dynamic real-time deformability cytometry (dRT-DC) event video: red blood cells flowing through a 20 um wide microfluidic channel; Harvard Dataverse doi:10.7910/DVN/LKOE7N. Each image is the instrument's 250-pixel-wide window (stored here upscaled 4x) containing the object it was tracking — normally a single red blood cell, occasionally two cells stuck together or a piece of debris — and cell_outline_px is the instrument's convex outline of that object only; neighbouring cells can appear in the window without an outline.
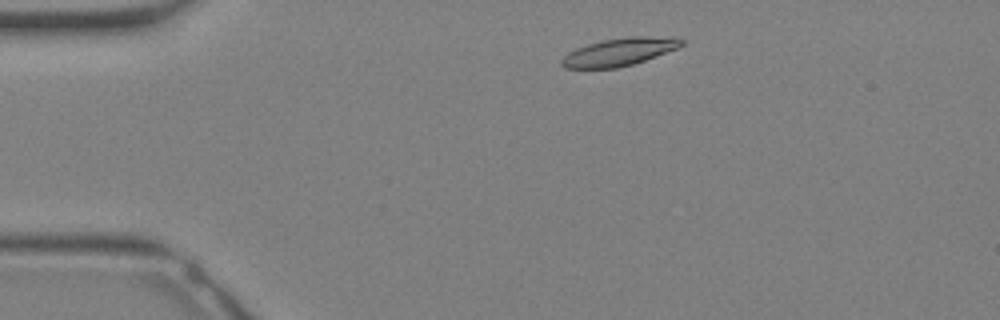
{"species": "Egyptian fruit bat (a non-hibernating species)", "species_latin": "Rousettus aegyptiacus", "temperature_condition": "warm", "stored_images_in_passage": 29, "camera_frame_rate_fps": 3000, "um_per_image_px": 0.085, "animal": {"sex": "female"}, "frame": {"image": 1, "passage_image": 3, "time_ms": 0.667, "image_size_px": [1000, 320], "cell_outline_px": [[684, 44], [680, 48], [632, 64], [616, 68], [564, 68], [560, 64], [560, 60], [568, 52], [576, 48], [588, 44], [604, 40], [628, 36], [676, 36], [684, 40]], "centroid_in_image_um": [52.69, 4.39], "position_along_channel_um": 32.3, "area_um2": 19.59}}
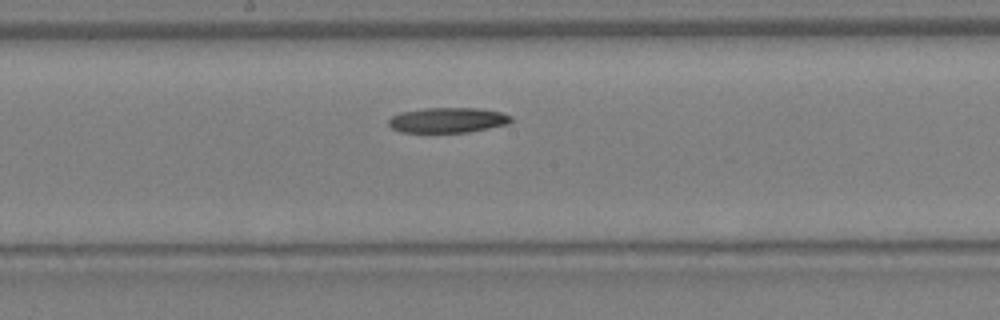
{"frame": {"image": 2, "passage_image": 14, "time_ms": 4.333, "image_size_px": [1000, 320], "cell_outline_px": [[512, 120], [508, 124], [468, 132], [400, 132], [392, 128], [388, 124], [388, 120], [392, 116], [400, 112], [424, 108], [476, 108], [500, 112], [512, 116]], "centroid_in_image_um": [38.03, 10.21], "position_along_channel_um": 210.2, "area_um2": 17.92}}
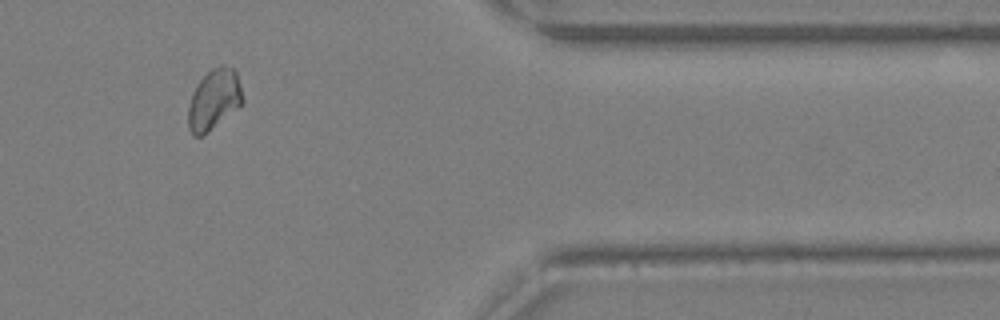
{"frame": {"image": 3, "passage_image": 24, "time_ms": 7.667, "image_size_px": [1000, 320], "cell_outline_px": [[244, 100], [240, 104], [204, 136], [192, 136], [188, 128], [188, 108], [192, 92], [200, 80], [212, 68], [220, 64], [232, 68], [236, 72], [240, 84]], "centroid_in_image_um": [18.16, 8.47], "position_along_channel_um": 393.2, "area_um2": 19.02}}